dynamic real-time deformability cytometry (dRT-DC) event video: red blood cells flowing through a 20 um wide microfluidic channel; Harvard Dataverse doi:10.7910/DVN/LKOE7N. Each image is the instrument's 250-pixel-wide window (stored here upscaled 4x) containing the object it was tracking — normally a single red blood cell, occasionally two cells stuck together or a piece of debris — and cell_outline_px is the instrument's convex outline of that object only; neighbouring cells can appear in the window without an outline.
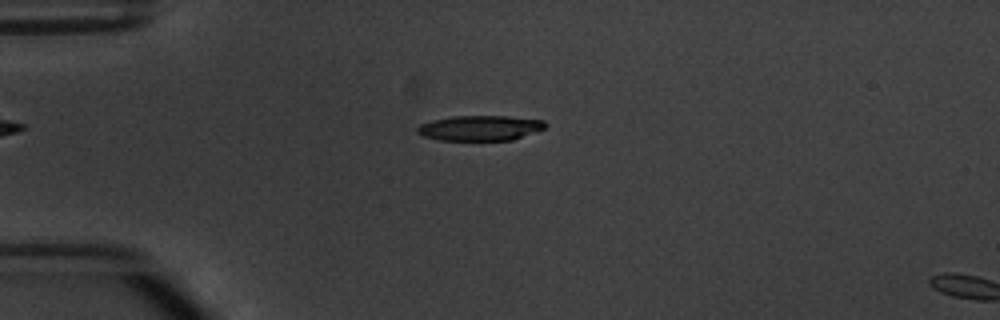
{"species": "common noctule bat (a hibernating species)", "species_latin": "Nyctalus noctula", "temperature_condition": "warm", "stored_images_in_passage": 5, "camera_frame_rate_fps": 3000, "um_per_image_px": 0.085, "animal": {"sex": "male", "body_mass_g": 20.1, "forearm_length_mm": 53.5}, "frame": {"image": 1, "passage_image": 4, "time_ms": 3.667, "image_size_px": [1000, 320], "cell_outline_px": [[548, 124], [544, 128], [512, 140], [440, 140], [424, 136], [416, 132], [416, 128], [420, 124], [432, 120], [452, 116], [508, 116], [544, 120]], "centroid_in_image_um": [40.79, 10.87], "position_along_channel_um": 44.2, "area_um2": 18.73}}